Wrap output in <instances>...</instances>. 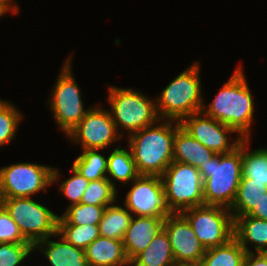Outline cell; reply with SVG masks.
<instances>
[{"mask_svg": "<svg viewBox=\"0 0 267 266\" xmlns=\"http://www.w3.org/2000/svg\"><path fill=\"white\" fill-rule=\"evenodd\" d=\"M158 122L131 134L127 139L140 175L161 177L173 162L174 138L180 122L165 119Z\"/></svg>", "mask_w": 267, "mask_h": 266, "instance_id": "obj_1", "label": "cell"}, {"mask_svg": "<svg viewBox=\"0 0 267 266\" xmlns=\"http://www.w3.org/2000/svg\"><path fill=\"white\" fill-rule=\"evenodd\" d=\"M253 99L242 66H238L210 105L204 103L201 111L232 128L242 139H250Z\"/></svg>", "mask_w": 267, "mask_h": 266, "instance_id": "obj_2", "label": "cell"}, {"mask_svg": "<svg viewBox=\"0 0 267 266\" xmlns=\"http://www.w3.org/2000/svg\"><path fill=\"white\" fill-rule=\"evenodd\" d=\"M203 180L205 205L230 208L242 178V141L227 154H215L198 168Z\"/></svg>", "mask_w": 267, "mask_h": 266, "instance_id": "obj_3", "label": "cell"}, {"mask_svg": "<svg viewBox=\"0 0 267 266\" xmlns=\"http://www.w3.org/2000/svg\"><path fill=\"white\" fill-rule=\"evenodd\" d=\"M200 63H193L181 72L155 100L159 119L181 121L200 112L204 104L200 81Z\"/></svg>", "mask_w": 267, "mask_h": 266, "instance_id": "obj_4", "label": "cell"}, {"mask_svg": "<svg viewBox=\"0 0 267 266\" xmlns=\"http://www.w3.org/2000/svg\"><path fill=\"white\" fill-rule=\"evenodd\" d=\"M108 90L107 100L111 107L109 111L116 129H123L122 133H119L122 137L124 131H128L127 136H130L159 121L155 100L152 101L133 88L109 86Z\"/></svg>", "mask_w": 267, "mask_h": 266, "instance_id": "obj_5", "label": "cell"}, {"mask_svg": "<svg viewBox=\"0 0 267 266\" xmlns=\"http://www.w3.org/2000/svg\"><path fill=\"white\" fill-rule=\"evenodd\" d=\"M165 203L171 213L205 205L203 180L199 170L190 164L173 161L161 176Z\"/></svg>", "mask_w": 267, "mask_h": 266, "instance_id": "obj_6", "label": "cell"}, {"mask_svg": "<svg viewBox=\"0 0 267 266\" xmlns=\"http://www.w3.org/2000/svg\"><path fill=\"white\" fill-rule=\"evenodd\" d=\"M0 204L18 225L23 237L33 245L56 236L59 215L32 197L0 198Z\"/></svg>", "mask_w": 267, "mask_h": 266, "instance_id": "obj_7", "label": "cell"}, {"mask_svg": "<svg viewBox=\"0 0 267 266\" xmlns=\"http://www.w3.org/2000/svg\"><path fill=\"white\" fill-rule=\"evenodd\" d=\"M60 177L56 168L37 163H16L0 168V198L31 197Z\"/></svg>", "mask_w": 267, "mask_h": 266, "instance_id": "obj_8", "label": "cell"}, {"mask_svg": "<svg viewBox=\"0 0 267 266\" xmlns=\"http://www.w3.org/2000/svg\"><path fill=\"white\" fill-rule=\"evenodd\" d=\"M62 68L48 102L59 129L67 136L83 119L89 108L84 110L81 91L71 71V56Z\"/></svg>", "mask_w": 267, "mask_h": 266, "instance_id": "obj_9", "label": "cell"}, {"mask_svg": "<svg viewBox=\"0 0 267 266\" xmlns=\"http://www.w3.org/2000/svg\"><path fill=\"white\" fill-rule=\"evenodd\" d=\"M181 214L205 249L222 246L234 238V218L229 208L201 205L186 209Z\"/></svg>", "mask_w": 267, "mask_h": 266, "instance_id": "obj_10", "label": "cell"}, {"mask_svg": "<svg viewBox=\"0 0 267 266\" xmlns=\"http://www.w3.org/2000/svg\"><path fill=\"white\" fill-rule=\"evenodd\" d=\"M109 110L99 105L89 109L83 119L67 135L71 142L81 143V150H103L122 137L118 134Z\"/></svg>", "mask_w": 267, "mask_h": 266, "instance_id": "obj_11", "label": "cell"}, {"mask_svg": "<svg viewBox=\"0 0 267 266\" xmlns=\"http://www.w3.org/2000/svg\"><path fill=\"white\" fill-rule=\"evenodd\" d=\"M132 183L124 199V207L134 216L166 218L171 213L165 203L161 177L139 175Z\"/></svg>", "mask_w": 267, "mask_h": 266, "instance_id": "obj_12", "label": "cell"}, {"mask_svg": "<svg viewBox=\"0 0 267 266\" xmlns=\"http://www.w3.org/2000/svg\"><path fill=\"white\" fill-rule=\"evenodd\" d=\"M180 125L194 139L216 154L230 153L237 148L242 141V138L237 136V138L230 143L227 134L236 132L226 124L220 123L216 119L207 116L202 111L184 117L180 121Z\"/></svg>", "mask_w": 267, "mask_h": 266, "instance_id": "obj_13", "label": "cell"}, {"mask_svg": "<svg viewBox=\"0 0 267 266\" xmlns=\"http://www.w3.org/2000/svg\"><path fill=\"white\" fill-rule=\"evenodd\" d=\"M177 266H198L206 249L181 213H170L164 220Z\"/></svg>", "mask_w": 267, "mask_h": 266, "instance_id": "obj_14", "label": "cell"}, {"mask_svg": "<svg viewBox=\"0 0 267 266\" xmlns=\"http://www.w3.org/2000/svg\"><path fill=\"white\" fill-rule=\"evenodd\" d=\"M164 220L165 218L161 217H132L123 238L125 254L129 261L144 251L153 238L163 230Z\"/></svg>", "mask_w": 267, "mask_h": 266, "instance_id": "obj_15", "label": "cell"}, {"mask_svg": "<svg viewBox=\"0 0 267 266\" xmlns=\"http://www.w3.org/2000/svg\"><path fill=\"white\" fill-rule=\"evenodd\" d=\"M58 241L48 237L34 244V249L43 252L51 266H88L85 250L68 243L61 235Z\"/></svg>", "mask_w": 267, "mask_h": 266, "instance_id": "obj_16", "label": "cell"}, {"mask_svg": "<svg viewBox=\"0 0 267 266\" xmlns=\"http://www.w3.org/2000/svg\"><path fill=\"white\" fill-rule=\"evenodd\" d=\"M85 256L88 266H130L123 240L99 236L85 248Z\"/></svg>", "mask_w": 267, "mask_h": 266, "instance_id": "obj_17", "label": "cell"}, {"mask_svg": "<svg viewBox=\"0 0 267 266\" xmlns=\"http://www.w3.org/2000/svg\"><path fill=\"white\" fill-rule=\"evenodd\" d=\"M234 218V238L244 248L246 253L267 252V220H262L249 215ZM251 243L255 245L252 251L247 247Z\"/></svg>", "mask_w": 267, "mask_h": 266, "instance_id": "obj_18", "label": "cell"}, {"mask_svg": "<svg viewBox=\"0 0 267 266\" xmlns=\"http://www.w3.org/2000/svg\"><path fill=\"white\" fill-rule=\"evenodd\" d=\"M216 153L194 139L181 126L176 130L173 147V161L199 168Z\"/></svg>", "mask_w": 267, "mask_h": 266, "instance_id": "obj_19", "label": "cell"}, {"mask_svg": "<svg viewBox=\"0 0 267 266\" xmlns=\"http://www.w3.org/2000/svg\"><path fill=\"white\" fill-rule=\"evenodd\" d=\"M130 266H177L169 237L164 229L153 238L144 251L130 261Z\"/></svg>", "mask_w": 267, "mask_h": 266, "instance_id": "obj_20", "label": "cell"}, {"mask_svg": "<svg viewBox=\"0 0 267 266\" xmlns=\"http://www.w3.org/2000/svg\"><path fill=\"white\" fill-rule=\"evenodd\" d=\"M128 148L129 149L126 150L119 145L108 155L107 175L111 177H107V179L115 188L116 185L113 183V179L125 185L130 181L132 182L140 175L137 171L131 149L129 146Z\"/></svg>", "mask_w": 267, "mask_h": 266, "instance_id": "obj_21", "label": "cell"}, {"mask_svg": "<svg viewBox=\"0 0 267 266\" xmlns=\"http://www.w3.org/2000/svg\"><path fill=\"white\" fill-rule=\"evenodd\" d=\"M249 141L242 139V178H249L250 183L267 186V149L248 151Z\"/></svg>", "mask_w": 267, "mask_h": 266, "instance_id": "obj_22", "label": "cell"}, {"mask_svg": "<svg viewBox=\"0 0 267 266\" xmlns=\"http://www.w3.org/2000/svg\"><path fill=\"white\" fill-rule=\"evenodd\" d=\"M133 214L118 205L106 206L98 227L100 236L123 240Z\"/></svg>", "mask_w": 267, "mask_h": 266, "instance_id": "obj_23", "label": "cell"}, {"mask_svg": "<svg viewBox=\"0 0 267 266\" xmlns=\"http://www.w3.org/2000/svg\"><path fill=\"white\" fill-rule=\"evenodd\" d=\"M246 251L232 238L228 243L206 249L198 266H242Z\"/></svg>", "mask_w": 267, "mask_h": 266, "instance_id": "obj_24", "label": "cell"}, {"mask_svg": "<svg viewBox=\"0 0 267 266\" xmlns=\"http://www.w3.org/2000/svg\"><path fill=\"white\" fill-rule=\"evenodd\" d=\"M100 149H86L75 159V168L88 181L107 178L108 157L99 153Z\"/></svg>", "mask_w": 267, "mask_h": 266, "instance_id": "obj_25", "label": "cell"}, {"mask_svg": "<svg viewBox=\"0 0 267 266\" xmlns=\"http://www.w3.org/2000/svg\"><path fill=\"white\" fill-rule=\"evenodd\" d=\"M266 191V185L260 186L250 183L249 178H241L235 200L229 208L233 217L249 215L258 203L260 192Z\"/></svg>", "mask_w": 267, "mask_h": 266, "instance_id": "obj_26", "label": "cell"}, {"mask_svg": "<svg viewBox=\"0 0 267 266\" xmlns=\"http://www.w3.org/2000/svg\"><path fill=\"white\" fill-rule=\"evenodd\" d=\"M105 208L85 203L68 205L63 215L58 217V225L99 224Z\"/></svg>", "mask_w": 267, "mask_h": 266, "instance_id": "obj_27", "label": "cell"}, {"mask_svg": "<svg viewBox=\"0 0 267 266\" xmlns=\"http://www.w3.org/2000/svg\"><path fill=\"white\" fill-rule=\"evenodd\" d=\"M117 188L107 179H98L90 181L85 189L81 202L96 206H109L115 204L117 197Z\"/></svg>", "mask_w": 267, "mask_h": 266, "instance_id": "obj_28", "label": "cell"}, {"mask_svg": "<svg viewBox=\"0 0 267 266\" xmlns=\"http://www.w3.org/2000/svg\"><path fill=\"white\" fill-rule=\"evenodd\" d=\"M57 233L68 243L83 250L100 236L98 224L58 225Z\"/></svg>", "mask_w": 267, "mask_h": 266, "instance_id": "obj_29", "label": "cell"}, {"mask_svg": "<svg viewBox=\"0 0 267 266\" xmlns=\"http://www.w3.org/2000/svg\"><path fill=\"white\" fill-rule=\"evenodd\" d=\"M23 115L9 101L0 99V146L14 139Z\"/></svg>", "mask_w": 267, "mask_h": 266, "instance_id": "obj_30", "label": "cell"}, {"mask_svg": "<svg viewBox=\"0 0 267 266\" xmlns=\"http://www.w3.org/2000/svg\"><path fill=\"white\" fill-rule=\"evenodd\" d=\"M32 251V243H0V266H19Z\"/></svg>", "mask_w": 267, "mask_h": 266, "instance_id": "obj_31", "label": "cell"}, {"mask_svg": "<svg viewBox=\"0 0 267 266\" xmlns=\"http://www.w3.org/2000/svg\"><path fill=\"white\" fill-rule=\"evenodd\" d=\"M70 172L74 175L61 182L59 190L60 192L62 191L61 193L66 199L70 200V205L79 204L81 202L82 195L85 189L88 187L90 181H88L73 167Z\"/></svg>", "mask_w": 267, "mask_h": 266, "instance_id": "obj_32", "label": "cell"}, {"mask_svg": "<svg viewBox=\"0 0 267 266\" xmlns=\"http://www.w3.org/2000/svg\"><path fill=\"white\" fill-rule=\"evenodd\" d=\"M0 243H31L21 234L18 225L0 204Z\"/></svg>", "mask_w": 267, "mask_h": 266, "instance_id": "obj_33", "label": "cell"}, {"mask_svg": "<svg viewBox=\"0 0 267 266\" xmlns=\"http://www.w3.org/2000/svg\"><path fill=\"white\" fill-rule=\"evenodd\" d=\"M242 266H267V252L246 253Z\"/></svg>", "mask_w": 267, "mask_h": 266, "instance_id": "obj_34", "label": "cell"}, {"mask_svg": "<svg viewBox=\"0 0 267 266\" xmlns=\"http://www.w3.org/2000/svg\"><path fill=\"white\" fill-rule=\"evenodd\" d=\"M249 216L267 220V191L260 192L258 203Z\"/></svg>", "mask_w": 267, "mask_h": 266, "instance_id": "obj_35", "label": "cell"}, {"mask_svg": "<svg viewBox=\"0 0 267 266\" xmlns=\"http://www.w3.org/2000/svg\"><path fill=\"white\" fill-rule=\"evenodd\" d=\"M13 0H0V8L7 12H11L14 15L19 12V7L17 3H12Z\"/></svg>", "mask_w": 267, "mask_h": 266, "instance_id": "obj_36", "label": "cell"}, {"mask_svg": "<svg viewBox=\"0 0 267 266\" xmlns=\"http://www.w3.org/2000/svg\"><path fill=\"white\" fill-rule=\"evenodd\" d=\"M4 14H6V12L3 11V10L0 8V17H1V16H4Z\"/></svg>", "mask_w": 267, "mask_h": 266, "instance_id": "obj_37", "label": "cell"}]
</instances>
